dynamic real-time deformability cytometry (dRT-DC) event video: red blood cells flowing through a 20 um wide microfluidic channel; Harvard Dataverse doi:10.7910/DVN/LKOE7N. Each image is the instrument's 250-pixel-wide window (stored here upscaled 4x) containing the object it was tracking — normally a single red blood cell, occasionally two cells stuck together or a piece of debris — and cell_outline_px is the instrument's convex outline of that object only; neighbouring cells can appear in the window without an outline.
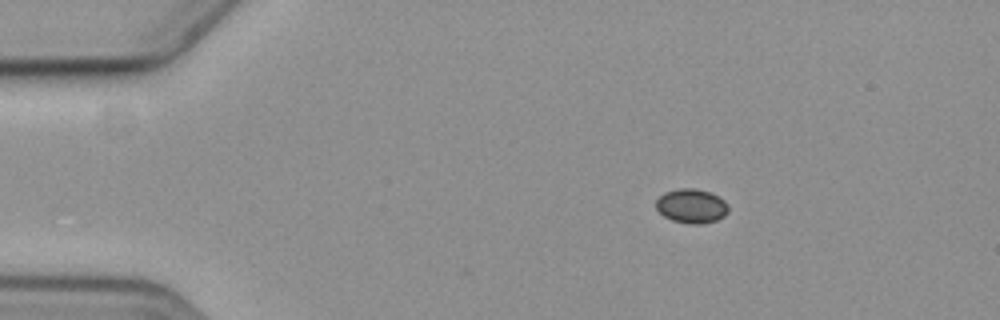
{"species": "common noctule bat (a hibernating species)", "species_latin": "Nyctalus noctula", "temperature_condition": "cold", "stored_images_in_passage": 3, "camera_frame_rate_fps": 3000, "um_per_image_px": 0.085, "animal": {"sex": "female", "body_mass_g": 19.3, "forearm_length_mm": 54.1}, "frame": {"image": 1, "passage_image": 1, "time_ms": 0.0, "image_size_px": [1000, 320], "cell_outline_px": [[728, 212], [724, 216], [716, 220], [704, 224], [688, 224], [672, 220], [664, 216], [656, 208], [656, 200], [664, 192], [680, 188], [696, 188], [708, 192], [724, 200], [728, 204]], "centroid_in_image_um": [58.77, 17.52], "position_along_channel_um": 26.2, "area_um2": 14.45}}